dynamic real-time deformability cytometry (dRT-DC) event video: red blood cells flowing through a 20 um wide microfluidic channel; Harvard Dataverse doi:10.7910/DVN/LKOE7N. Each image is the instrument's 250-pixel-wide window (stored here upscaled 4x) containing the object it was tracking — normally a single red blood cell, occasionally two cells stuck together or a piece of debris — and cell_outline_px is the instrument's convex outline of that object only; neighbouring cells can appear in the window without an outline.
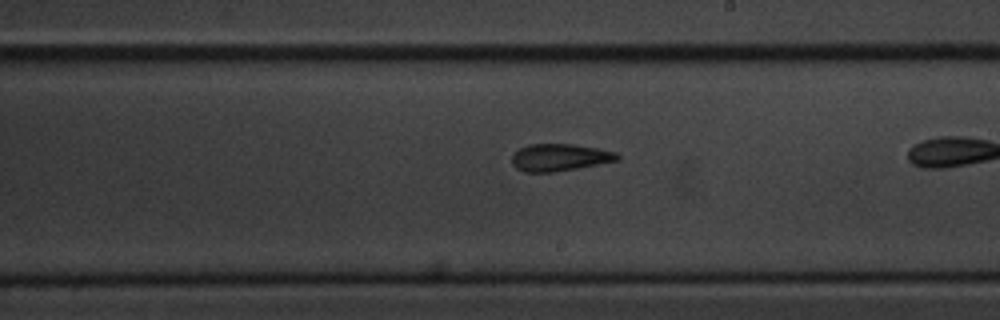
{"species": "common noctule bat (a hibernating species)", "species_latin": "Nyctalus noctula", "temperature_condition": "cold", "stored_images_in_passage": 40, "camera_frame_rate_fps": 3000, "um_per_image_px": 0.085, "animal": {"sex": "male", "body_mass_g": 20.1, "forearm_length_mm": 53.5}, "frame": {"image": 1, "passage_image": 29, "time_ms": 9.333, "image_size_px": [1000, 320], "cell_outline_px": [[620, 160], [576, 168], [552, 172], [524, 172], [516, 168], [512, 164], [512, 156], [520, 148], [528, 144], [572, 144], [600, 148], [616, 152], [620, 156]], "centroid_in_image_um": [47.58, 13.37], "position_along_channel_um": 241.4, "area_um2": 16.7}}
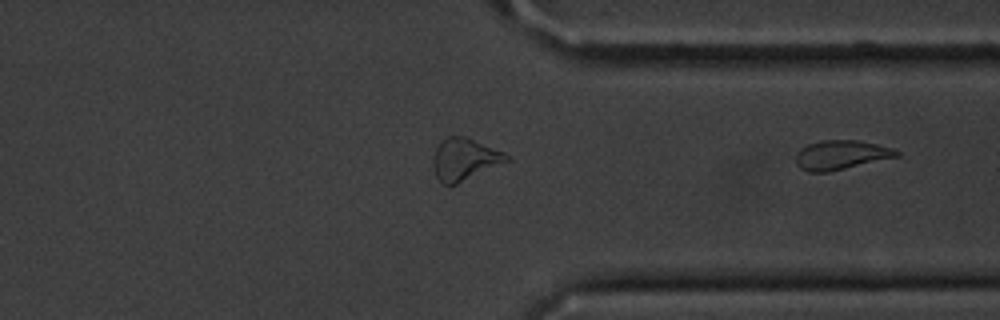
{"frame": {"image": 2, "passage_image": 40, "time_ms": 13.0, "image_size_px": [1000, 320], "cell_outline_px": [[900, 156], [828, 172], [808, 172], [800, 168], [796, 164], [796, 152], [800, 148], [808, 144], [820, 140], [856, 140], [876, 144], [892, 148], [900, 152]], "centroid_in_image_um": [71.46, 13.17], "position_along_channel_um": 339.9, "area_um2": 17.22}}